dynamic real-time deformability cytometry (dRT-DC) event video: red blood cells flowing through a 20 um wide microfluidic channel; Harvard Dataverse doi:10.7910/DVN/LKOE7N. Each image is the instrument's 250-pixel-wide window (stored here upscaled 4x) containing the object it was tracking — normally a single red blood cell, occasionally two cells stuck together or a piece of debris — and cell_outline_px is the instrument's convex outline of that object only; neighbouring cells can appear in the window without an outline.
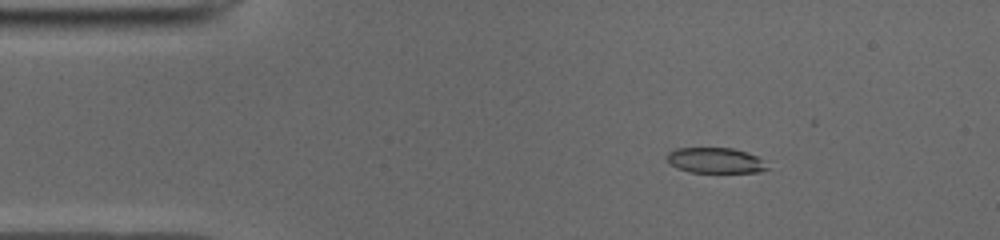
{"species": "common noctule bat (a hibernating species)", "species_latin": "Nyctalus noctula", "temperature_condition": "cold", "stored_images_in_passage": 18, "camera_frame_rate_fps": 3000, "um_per_image_px": 0.085, "animal": {"sex": "male", "body_mass_g": 19.0, "forearm_length_mm": 50.8}, "frame": {"image": 1, "passage_image": 8, "time_ms": 2.333, "image_size_px": [1000, 240], "cell_outline_px": [[768, 168], [756, 172], [692, 172], [676, 168], [668, 160], [668, 152], [676, 148], [732, 148], [748, 152], [756, 156]], "centroid_in_image_um": [60.77, 13.63], "position_along_channel_um": 24.2, "area_um2": 14.57}}
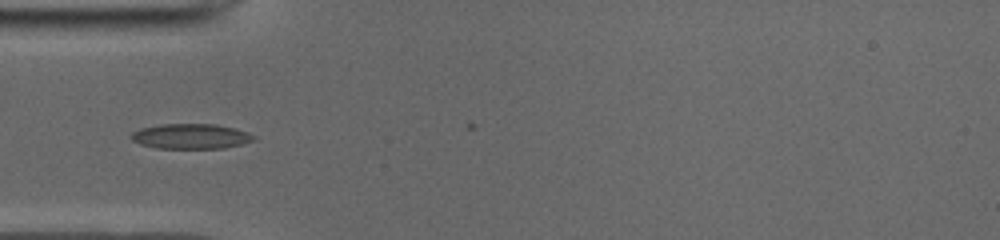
{"frame": {"image": 2, "passage_image": 16, "time_ms": 5.0, "image_size_px": [1000, 240], "cell_outline_px": [[256, 140], [224, 148], [156, 148], [140, 144], [132, 140], [132, 132], [140, 128], [160, 124], [216, 124], [236, 128], [248, 132], [256, 136]], "centroid_in_image_um": [16.25, 11.58], "position_along_channel_um": 68.8, "area_um2": 17.98}}